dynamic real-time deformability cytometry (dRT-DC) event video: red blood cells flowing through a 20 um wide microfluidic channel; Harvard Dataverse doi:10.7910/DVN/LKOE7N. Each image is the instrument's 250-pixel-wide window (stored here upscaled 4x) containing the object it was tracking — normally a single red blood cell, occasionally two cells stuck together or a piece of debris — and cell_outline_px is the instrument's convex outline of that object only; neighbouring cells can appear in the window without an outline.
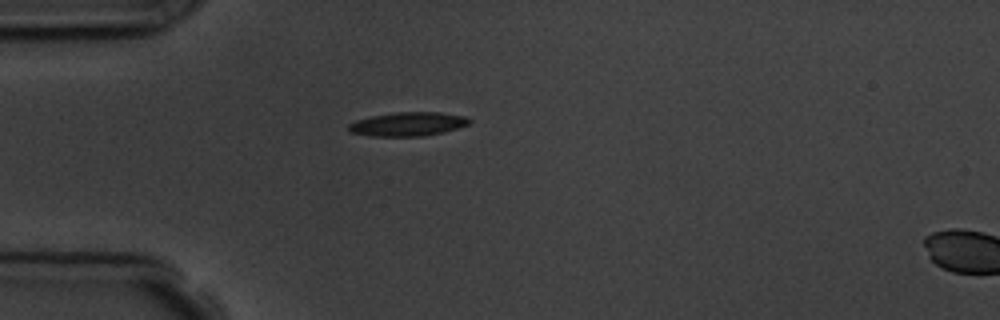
{"species": "common noctule bat (a hibernating species)", "species_latin": "Nyctalus noctula", "temperature_condition": "room temperature", "stored_images_in_passage": 2, "segment_of_instrument_passage": [1, 2], "camera_frame_rate_fps": 3000, "um_per_image_px": 0.085, "animal": {"sex": "male", "body_mass_g": 19.5, "forearm_length_mm": 54.6}, "frame": {"image": 1, "passage_image": 1, "time_ms": 0.0, "image_size_px": [1000, 320], "cell_outline_px": [[472, 120], [468, 124], [444, 132], [424, 136], [368, 136], [348, 132], [348, 124], [356, 120], [372, 116], [396, 112], [440, 112], [464, 116]], "centroid_in_image_um": [34.64, 10.55], "position_along_channel_um": 50.4, "area_um2": 16.82}}